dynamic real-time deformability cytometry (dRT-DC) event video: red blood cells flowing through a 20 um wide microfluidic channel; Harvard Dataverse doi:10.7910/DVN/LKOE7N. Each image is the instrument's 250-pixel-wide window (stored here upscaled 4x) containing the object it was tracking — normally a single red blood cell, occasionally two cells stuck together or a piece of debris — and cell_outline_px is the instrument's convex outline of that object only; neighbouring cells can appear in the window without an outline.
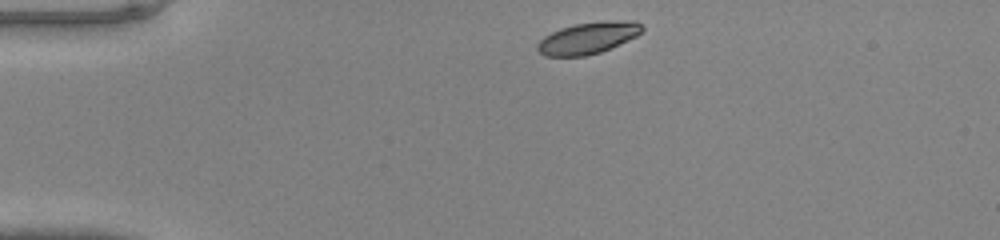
{"species": "common noctule bat (a hibernating species)", "species_latin": "Nyctalus noctula", "temperature_condition": "warm", "stored_images_in_passage": 39, "camera_frame_rate_fps": 3000, "um_per_image_px": 0.085, "animal": {"sex": "male", "body_mass_g": 20.0, "forearm_length_mm": 53.3}, "frame": {"image": 1, "passage_image": 1, "time_ms": 0.0, "image_size_px": [1000, 240], "cell_outline_px": [[644, 28], [636, 36], [600, 52], [584, 56], [544, 56], [536, 48], [536, 44], [544, 36], [560, 28], [576, 24], [608, 20], [636, 20]], "centroid_in_image_um": [49.97, 3.22], "position_along_channel_um": 35.0, "area_um2": 19.19}}
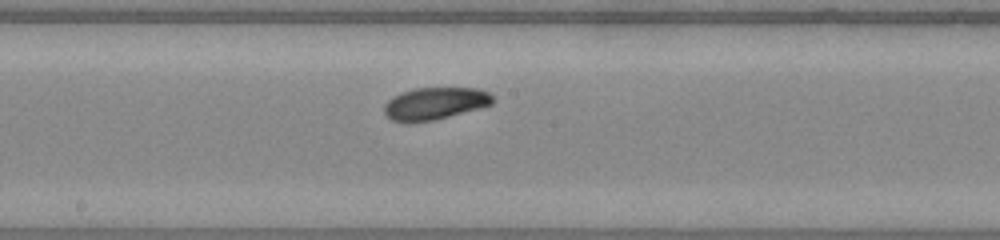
{"frame": {"image": 2, "passage_image": 17, "time_ms": 5.333, "image_size_px": [1000, 240], "cell_outline_px": [[496, 100], [492, 104], [480, 108], [432, 120], [408, 124], [392, 120], [384, 116], [384, 104], [392, 96], [400, 92], [416, 88], [476, 88], [488, 92]], "centroid_in_image_um": [36.92, 8.8], "position_along_channel_um": 211.3, "area_um2": 20.63}}
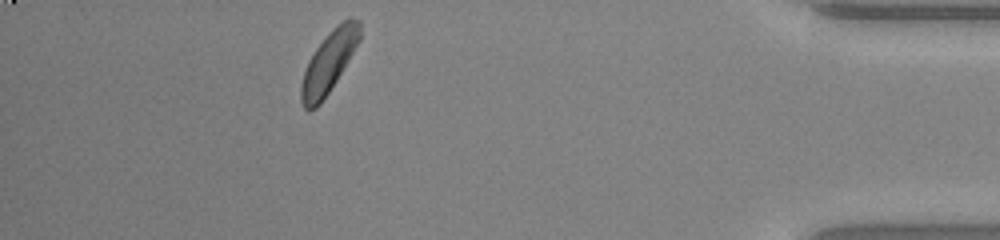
{"frame": {"image": 3, "passage_image": 34, "time_ms": 11.0, "image_size_px": [1000, 240], "cell_outline_px": [[360, 40], [336, 80], [320, 104], [316, 108], [308, 112], [304, 108], [300, 100], [300, 84], [308, 60], [316, 48], [328, 32], [348, 16], [360, 20]], "centroid_in_image_um": [27.93, 5.28], "position_along_channel_um": 407.3, "area_um2": 20.87}}